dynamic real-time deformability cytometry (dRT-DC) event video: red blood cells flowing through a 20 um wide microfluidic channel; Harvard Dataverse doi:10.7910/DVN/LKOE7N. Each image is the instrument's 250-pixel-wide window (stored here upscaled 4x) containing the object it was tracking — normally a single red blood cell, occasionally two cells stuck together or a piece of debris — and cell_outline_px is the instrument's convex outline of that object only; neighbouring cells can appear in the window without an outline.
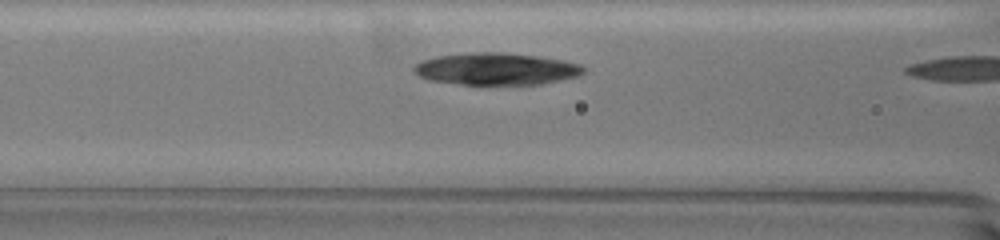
{"species": "common noctule bat (a hibernating species)", "species_latin": "Nyctalus noctula", "temperature_condition": "warm", "stored_images_in_passage": 4, "camera_frame_rate_fps": 3000, "um_per_image_px": 0.085, "animal": {"sex": "female", "body_mass_g": 19.5, "forearm_length_mm": 54.1}, "frame": {"image": 1, "passage_image": 3, "time_ms": 0.667, "image_size_px": [1000, 240], "cell_outline_px": [[584, 72], [576, 76], [540, 84], [464, 84], [428, 80], [412, 72], [412, 68], [416, 64], [424, 60], [436, 56], [476, 52], [504, 52], [536, 56], [564, 60], [580, 64], [584, 68]], "centroid_in_image_um": [42.15, 5.85], "position_along_channel_um": 124.5, "area_um2": 31.39}}